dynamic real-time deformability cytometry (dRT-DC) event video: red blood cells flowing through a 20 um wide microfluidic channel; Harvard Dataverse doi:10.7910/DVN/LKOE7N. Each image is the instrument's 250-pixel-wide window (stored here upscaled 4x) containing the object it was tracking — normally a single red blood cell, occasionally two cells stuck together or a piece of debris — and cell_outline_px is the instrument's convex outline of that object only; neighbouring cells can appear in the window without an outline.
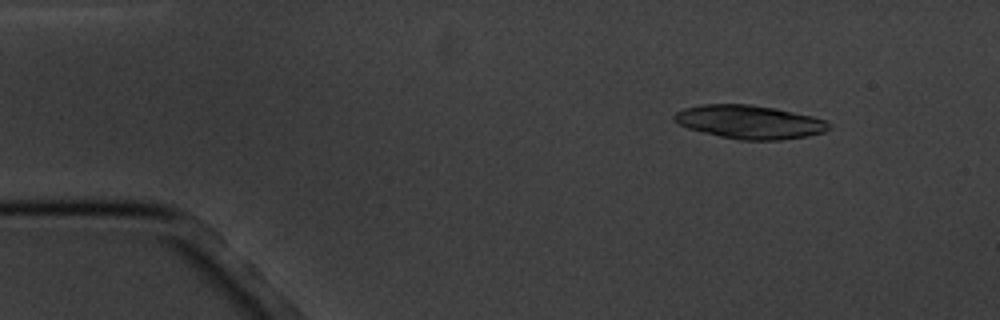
{"species": "common noctule bat (a hibernating species)", "species_latin": "Nyctalus noctula", "temperature_condition": "cold", "stored_images_in_passage": 4, "camera_frame_rate_fps": 3000, "um_per_image_px": 0.085, "animal": {"sex": "male", "body_mass_g": 20.1, "forearm_length_mm": 53.5}, "frame": {"image": 1, "passage_image": 2, "time_ms": 1.333, "image_size_px": [1000, 320], "cell_outline_px": [[832, 128], [824, 132], [808, 136], [780, 140], [740, 140], [720, 136], [688, 128], [672, 120], [672, 116], [676, 112], [684, 108], [700, 104], [748, 104], [776, 108], [812, 116], [828, 120], [832, 124]], "centroid_in_image_um": [63.75, 10.36], "position_along_channel_um": 21.3, "area_um2": 30.46}}